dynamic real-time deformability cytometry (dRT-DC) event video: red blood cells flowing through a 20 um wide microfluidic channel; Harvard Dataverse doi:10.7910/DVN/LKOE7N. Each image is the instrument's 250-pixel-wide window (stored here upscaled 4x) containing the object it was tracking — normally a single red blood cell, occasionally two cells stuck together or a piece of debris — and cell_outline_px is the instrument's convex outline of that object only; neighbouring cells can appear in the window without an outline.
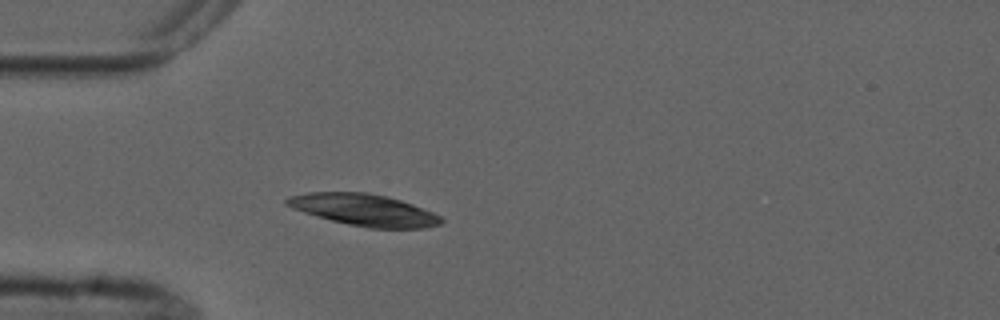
{"species": "common noctule bat (a hibernating species)", "species_latin": "Nyctalus noctula", "temperature_condition": "cold", "stored_images_in_passage": 3, "camera_frame_rate_fps": 3000, "um_per_image_px": 0.085, "animal": {"sex": "male", "forearm_length_mm": 52.5}, "frame": {"image": 1, "passage_image": 3, "time_ms": 3.0, "image_size_px": [1000, 320], "cell_outline_px": [[444, 220], [440, 224], [424, 228], [368, 228], [348, 224], [316, 216], [292, 208], [284, 204], [284, 200], [288, 196], [308, 192], [368, 192], [388, 196], [412, 204], [432, 212], [440, 216]], "centroid_in_image_um": [30.92, 17.83], "position_along_channel_um": 54.1, "area_um2": 28.55}}